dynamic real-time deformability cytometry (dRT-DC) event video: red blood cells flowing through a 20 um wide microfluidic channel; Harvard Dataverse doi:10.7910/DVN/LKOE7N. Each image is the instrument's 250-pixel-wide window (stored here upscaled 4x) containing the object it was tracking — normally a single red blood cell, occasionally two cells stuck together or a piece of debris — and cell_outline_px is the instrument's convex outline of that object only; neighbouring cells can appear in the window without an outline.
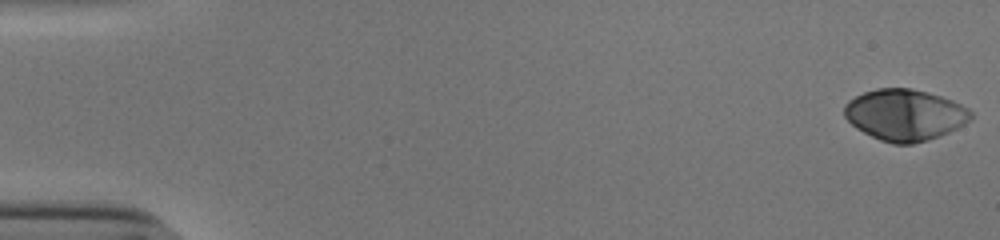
{"species": "human", "species_latin": "Homo sapiens", "temperature_condition": "cold", "stored_images_in_passage": 54, "camera_frame_rate_fps": 3000, "um_per_image_px": 0.085, "donor": {"sex": "male"}, "frame": {"image": 1, "passage_image": 1, "time_ms": 0.0, "image_size_px": [1000, 240], "cell_outline_px": [[972, 116], [964, 124], [948, 132], [928, 140], [912, 144], [892, 144], [880, 140], [856, 128], [844, 116], [844, 104], [848, 100], [864, 92], [876, 88], [912, 88], [928, 92], [952, 100], [968, 108], [972, 112]], "centroid_in_image_um": [76.89, 9.76], "position_along_channel_um": 8.1, "area_um2": 37.74}}
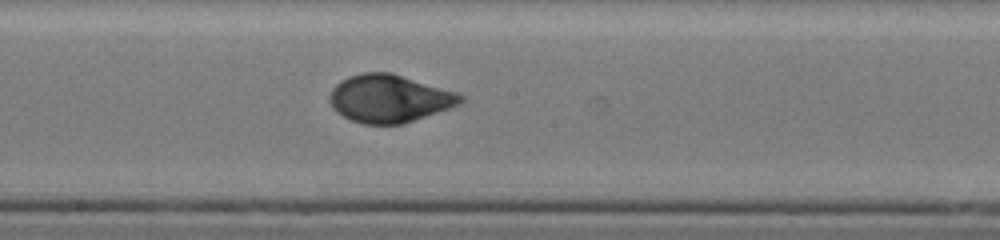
{"frame": {"image": 2, "passage_image": 30, "time_ms": 9.667, "image_size_px": [1000, 240], "cell_outline_px": [[464, 100], [460, 104], [452, 108], [404, 124], [364, 124], [352, 120], [336, 112], [332, 108], [328, 100], [328, 96], [332, 88], [340, 80], [348, 76], [364, 72], [392, 72], [456, 92], [464, 96]], "centroid_in_image_um": [33.09, 8.37], "position_along_channel_um": 215.1, "area_um2": 36.82}}
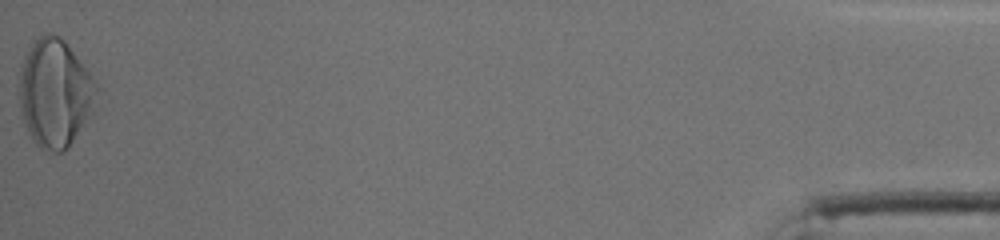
{"frame": {"image": 3, "passage_image": 54, "time_ms": 17.667, "image_size_px": [1000, 240], "cell_outline_px": [[100, 88], [92, 112], [68, 148], [64, 152], [52, 152], [40, 148], [36, 144], [28, 132], [24, 124], [20, 108], [16, 84], [20, 64], [28, 48], [44, 32], [52, 32], [60, 36], [64, 40], [88, 68]], "centroid_in_image_um": [4.65, 7.88], "position_along_channel_um": 430.6, "area_um2": 49.82}, "authors_computed_cell_mechanics": {"area_um2": 36.6163, "velocity_mm_per_s": 3.8365, "shape_relaxation_time_tau1_ms": 4.3503, "shape_relaxation_time_tau2_ms": 0.7664, "deformation_change_tau1": 0.1994, "deformation_change_tau2": 0.0368}}